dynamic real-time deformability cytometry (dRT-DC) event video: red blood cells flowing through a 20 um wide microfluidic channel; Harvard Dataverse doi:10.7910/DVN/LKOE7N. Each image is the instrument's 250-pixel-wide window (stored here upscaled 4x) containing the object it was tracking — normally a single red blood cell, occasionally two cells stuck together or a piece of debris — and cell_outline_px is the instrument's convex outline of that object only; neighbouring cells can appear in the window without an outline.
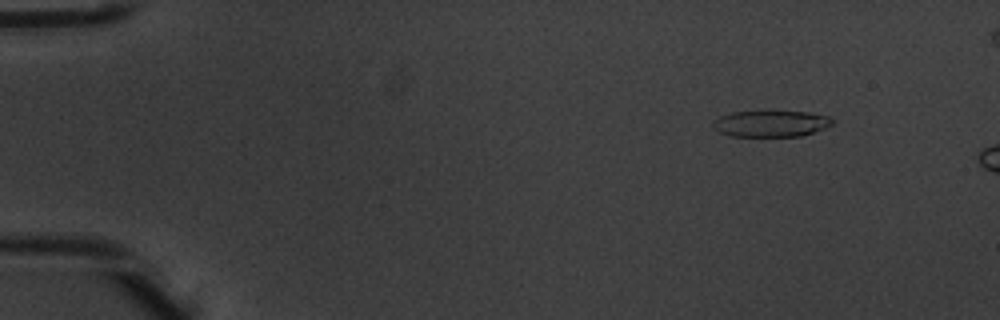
{"species": "common noctule bat (a hibernating species)", "species_latin": "Nyctalus noctula", "temperature_condition": "warm", "stored_images_in_passage": 3, "camera_frame_rate_fps": 3000, "um_per_image_px": 0.085, "animal": {"sex": "male", "body_mass_g": 20.1, "forearm_length_mm": 53.5}, "frame": {"image": 1, "passage_image": 1, "time_ms": 0.0, "image_size_px": [1000, 320], "cell_outline_px": [[832, 124], [824, 128], [800, 136], [732, 136], [720, 132], [712, 124], [712, 120], [720, 116], [732, 112], [808, 112], [828, 116], [832, 120]], "centroid_in_image_um": [65.5, 10.51], "position_along_channel_um": 19.5, "area_um2": 17.92}}